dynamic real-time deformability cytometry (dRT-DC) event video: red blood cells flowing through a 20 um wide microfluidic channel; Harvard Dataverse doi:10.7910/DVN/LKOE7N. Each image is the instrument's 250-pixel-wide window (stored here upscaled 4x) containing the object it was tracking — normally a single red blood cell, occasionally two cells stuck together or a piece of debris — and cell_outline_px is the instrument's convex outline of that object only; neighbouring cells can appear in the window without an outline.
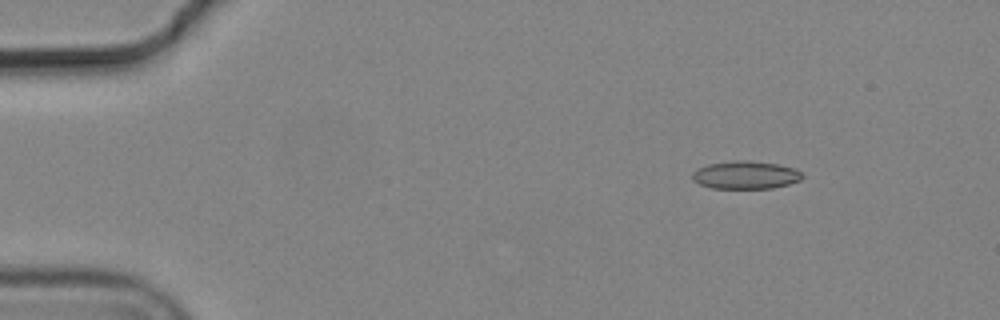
{"species": "common noctule bat (a hibernating species)", "species_latin": "Nyctalus noctula", "temperature_condition": "cold", "stored_images_in_passage": 8, "camera_frame_rate_fps": 3000, "um_per_image_px": 0.085, "animal": {"sex": "male", "body_mass_g": 19.2, "forearm_length_mm": 51.8}, "frame": {"image": 1, "passage_image": 3, "time_ms": 0.667, "image_size_px": [1000, 320], "cell_outline_px": [[804, 176], [800, 180], [788, 184], [772, 188], [712, 188], [700, 184], [692, 180], [692, 172], [696, 168], [708, 164], [732, 160], [748, 160], [776, 164], [796, 168]], "centroid_in_image_um": [63.35, 14.86], "position_along_channel_um": 21.7, "area_um2": 17.98}}
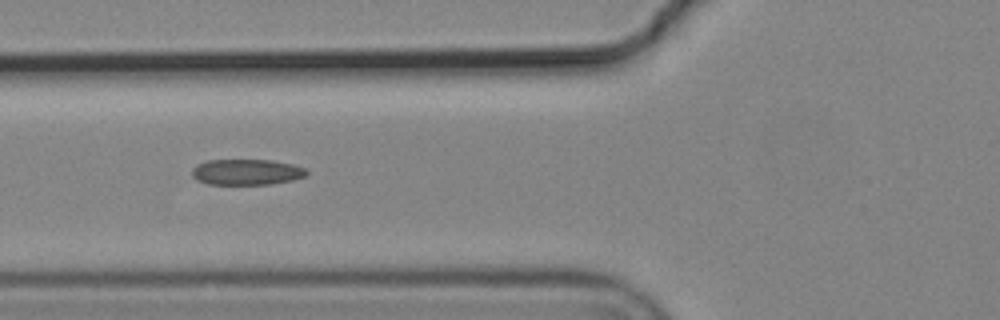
{"frame": {"image": 2, "passage_image": 7, "time_ms": 2.0, "image_size_px": [1000, 320], "cell_outline_px": [[308, 172], [304, 176], [292, 180], [268, 184], [208, 184], [196, 180], [192, 176], [192, 168], [196, 164], [208, 160], [272, 160], [292, 164], [304, 168]], "centroid_in_image_um": [20.91, 14.62], "position_along_channel_um": 104.9, "area_um2": 17.17}}
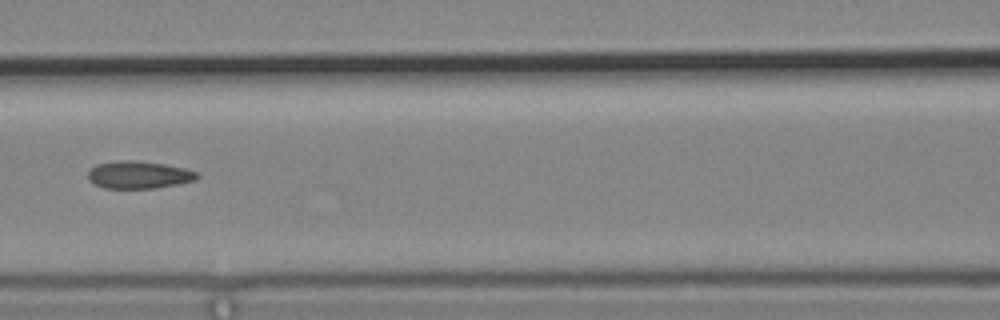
{"frame": {"image": 3, "passage_image": 8, "time_ms": 2.333, "image_size_px": [1000, 320], "cell_outline_px": [[200, 176], [196, 180], [156, 188], [104, 188], [92, 184], [88, 180], [88, 172], [96, 164], [116, 160], [132, 160], [164, 164], [184, 168], [196, 172]], "centroid_in_image_um": [11.76, 14.86], "position_along_channel_um": 154.8, "area_um2": 17.51}}